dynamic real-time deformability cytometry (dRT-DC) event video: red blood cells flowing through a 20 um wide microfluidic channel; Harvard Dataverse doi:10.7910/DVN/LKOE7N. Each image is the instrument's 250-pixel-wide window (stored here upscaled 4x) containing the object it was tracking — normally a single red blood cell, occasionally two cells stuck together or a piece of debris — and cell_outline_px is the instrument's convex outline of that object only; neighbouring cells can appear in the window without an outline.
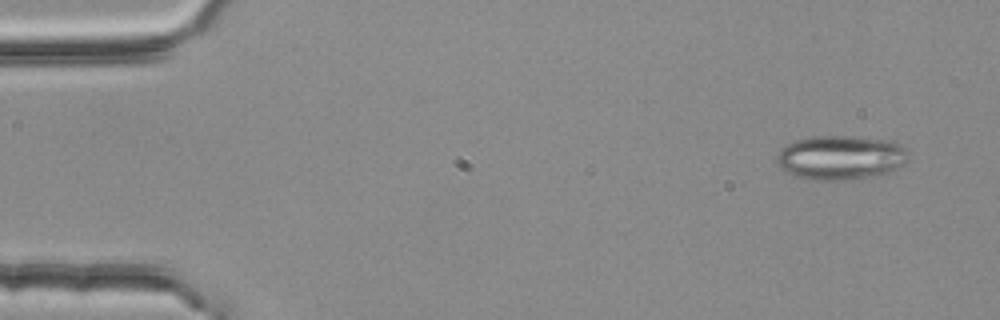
{"species": "common noctule bat (a hibernating species)", "species_latin": "Nyctalus noctula", "temperature_condition": "room temperature", "stored_images_in_passage": 3, "camera_frame_rate_fps": 3000, "um_per_image_px": 0.085, "animal": {"sex": "female", "body_mass_g": 25.1}, "frame": {"image": 1, "passage_image": 1, "time_ms": 0.0, "image_size_px": [1000, 320], "cell_outline_px": [[908, 152], [904, 164], [880, 176], [840, 180], [812, 180], [788, 172], [780, 168], [776, 164], [776, 156], [780, 148], [796, 140], [812, 136], [848, 136], [892, 140], [904, 148]], "centroid_in_image_um": [71.44, 13.39], "position_along_channel_um": 13.6, "area_um2": 33.99}}